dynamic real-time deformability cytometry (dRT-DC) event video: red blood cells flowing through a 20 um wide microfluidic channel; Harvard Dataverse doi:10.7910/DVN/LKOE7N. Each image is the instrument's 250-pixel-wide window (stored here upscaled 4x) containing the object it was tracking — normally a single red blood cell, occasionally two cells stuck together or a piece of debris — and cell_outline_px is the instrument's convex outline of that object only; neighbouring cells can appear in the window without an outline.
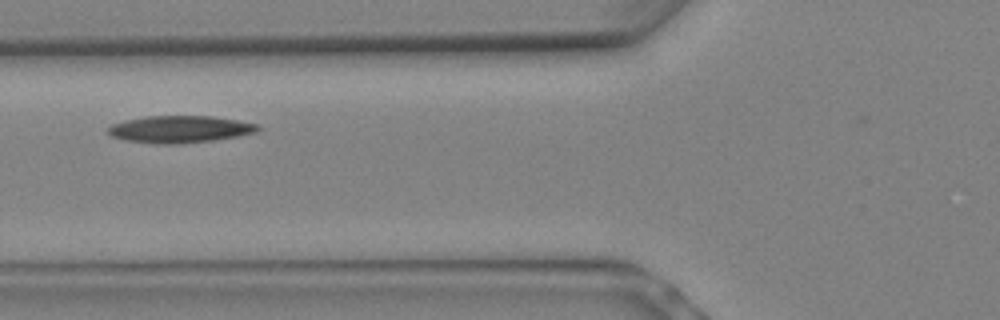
{"species": "Egyptian fruit bat (a non-hibernating species)", "species_latin": "Rousettus aegyptiacus", "temperature_condition": "warm", "stored_images_in_passage": 5, "camera_frame_rate_fps": 3000, "um_per_image_px": 0.085, "animal": {"sex": "female"}, "frame": {"image": 1, "passage_image": 3, "time_ms": 0.667, "image_size_px": [1000, 320], "cell_outline_px": [[248, 128], [240, 132], [216, 136], [180, 140], [156, 140], [128, 136], [116, 132], [120, 128], [156, 120], [212, 120], [240, 124]], "centroid_in_image_um": [15.36, 11.01], "position_along_channel_um": 110.4, "area_um2": 13.93}}